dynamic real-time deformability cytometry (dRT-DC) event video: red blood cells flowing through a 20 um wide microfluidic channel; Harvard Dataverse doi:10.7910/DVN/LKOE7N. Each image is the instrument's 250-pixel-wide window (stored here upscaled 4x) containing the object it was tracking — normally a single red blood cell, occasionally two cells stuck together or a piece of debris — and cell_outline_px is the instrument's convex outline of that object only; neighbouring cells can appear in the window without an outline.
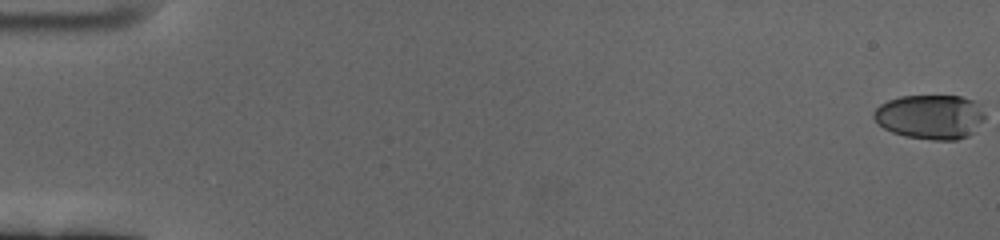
{"species": "human", "species_latin": "Homo sapiens", "temperature_condition": "cold", "stored_images_in_passage": 61, "camera_frame_rate_fps": 3000, "um_per_image_px": 0.085, "donor": {"sex": "female"}, "frame": {"image": 1, "passage_image": 1, "time_ms": 0.0, "image_size_px": [1000, 240], "cell_outline_px": [[984, 120], [968, 136], [956, 140], [932, 140], [904, 136], [892, 132], [884, 128], [872, 116], [872, 112], [880, 104], [888, 100], [900, 96], [960, 96], [976, 100], [980, 104], [984, 112]], "centroid_in_image_um": [79.08, 9.92], "position_along_channel_um": 5.9, "area_um2": 29.02}}
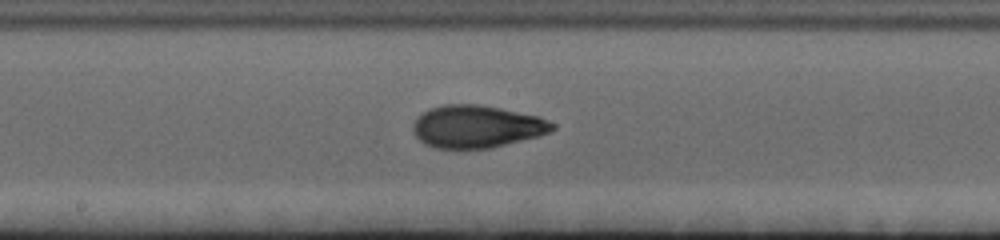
{"frame": {"image": 2, "passage_image": 34, "time_ms": 11.0, "image_size_px": [1000, 240], "cell_outline_px": [[556, 128], [540, 136], [488, 148], [436, 148], [424, 144], [416, 136], [412, 128], [412, 124], [428, 108], [444, 104], [476, 104], [500, 108], [540, 116], [556, 124]], "centroid_in_image_um": [40.54, 10.75], "position_along_channel_um": 207.7, "area_um2": 34.45}}
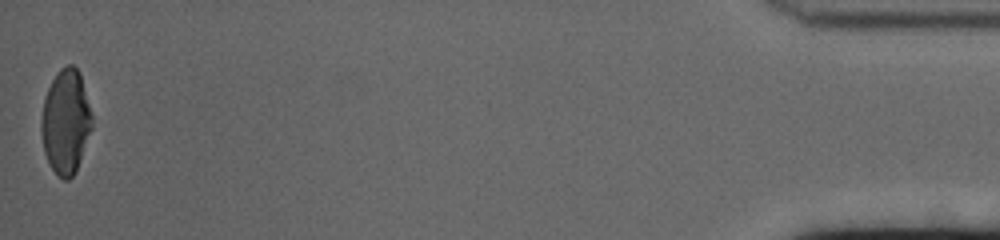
{"frame": {"image": 3, "passage_image": 61, "time_ms": 20.0, "image_size_px": [1000, 240], "cell_outline_px": [[92, 128], [76, 172], [68, 180], [64, 180], [52, 168], [44, 152], [40, 132], [40, 120], [44, 96], [56, 72], [60, 68], [68, 64], [72, 64], [80, 72], [92, 116]], "centroid_in_image_um": [5.57, 10.32], "position_along_channel_um": 429.6, "area_um2": 30.98}, "authors_computed_cell_mechanics": {"area_um2": 32.4836, "velocity_mm_per_s": 3.4374, "shape_relaxation_time_tau1_ms": 3.9931, "shape_relaxation_time_tau2_ms": 1.4039, "deformation_change_tau1": 0.1839, "deformation_change_tau2": 0.0758}}